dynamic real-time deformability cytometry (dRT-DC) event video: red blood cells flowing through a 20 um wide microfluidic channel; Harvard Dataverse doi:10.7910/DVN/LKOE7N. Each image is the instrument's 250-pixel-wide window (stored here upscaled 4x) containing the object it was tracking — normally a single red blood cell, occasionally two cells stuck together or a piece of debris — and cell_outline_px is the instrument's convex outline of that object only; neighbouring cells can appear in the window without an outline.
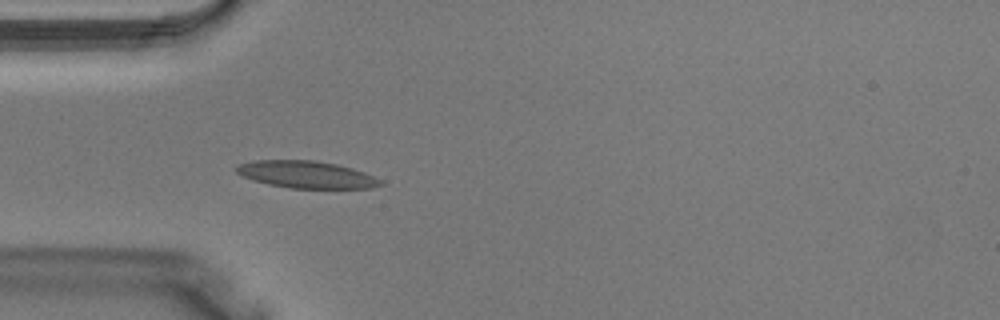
{"species": "Egyptian fruit bat (a non-hibernating species)", "species_latin": "Rousettus aegyptiacus", "temperature_condition": "warm", "stored_images_in_passage": 32, "camera_frame_rate_fps": 3000, "um_per_image_px": 0.085, "animal": {"sex": "male"}, "frame": {"image": 1, "passage_image": 5, "time_ms": 1.333, "image_size_px": [1000, 320], "cell_outline_px": [[384, 184], [372, 188], [292, 188], [268, 184], [252, 180], [236, 172], [236, 164], [252, 160], [316, 160], [336, 164], [352, 168], [364, 172], [384, 180]], "centroid_in_image_um": [26.06, 14.83], "position_along_channel_um": 58.9, "area_um2": 22.95}}
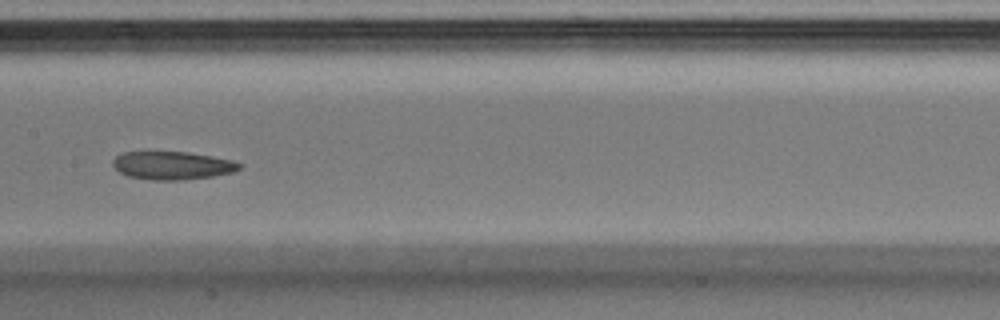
{"frame": {"image": 2, "passage_image": 13, "time_ms": 4.0, "image_size_px": [1000, 320], "cell_outline_px": [[244, 164], [240, 168], [232, 172], [212, 176], [184, 180], [152, 180], [128, 176], [120, 172], [112, 164], [112, 160], [120, 152], [148, 148], [188, 152], [212, 156], [232, 160]], "centroid_in_image_um": [14.57, 14.0], "position_along_channel_um": 192.8, "area_um2": 21.73}}
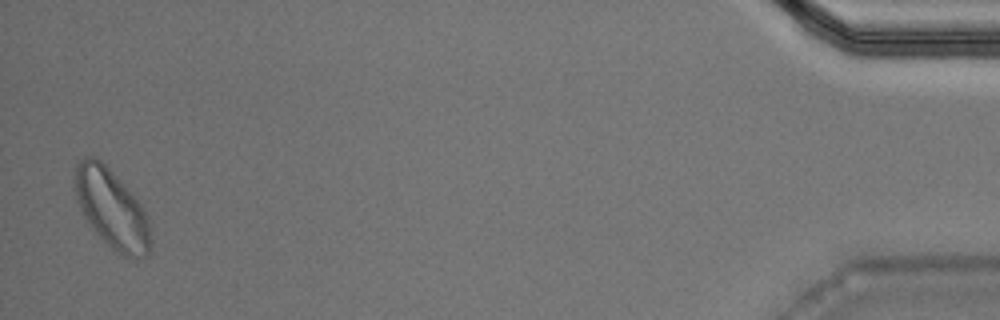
{"frame": {"image": 3, "passage_image": 32, "time_ms": 10.333, "image_size_px": [1000, 320], "cell_outline_px": [[152, 240], [148, 256], [124, 256], [112, 248], [92, 228], [84, 216], [76, 200], [72, 176], [76, 164], [84, 156], [92, 156], [100, 160], [108, 168], [140, 204], [148, 220]], "centroid_in_image_um": [9.44, 17.72], "position_along_channel_um": 425.8, "area_um2": 34.39}}